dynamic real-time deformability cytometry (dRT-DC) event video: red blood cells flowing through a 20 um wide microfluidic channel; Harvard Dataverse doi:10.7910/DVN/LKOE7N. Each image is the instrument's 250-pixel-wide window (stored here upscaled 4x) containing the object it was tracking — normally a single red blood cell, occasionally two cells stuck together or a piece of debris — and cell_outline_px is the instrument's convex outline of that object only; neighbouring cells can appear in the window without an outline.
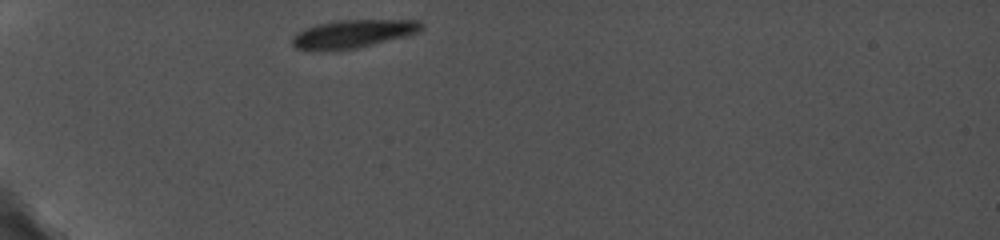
{"species": "common noctule bat (a hibernating species)", "species_latin": "Nyctalus noctula", "temperature_condition": "cold", "stored_images_in_passage": 38, "camera_frame_rate_fps": 5000, "um_per_image_px": 0.085, "animal": {"sex": "female", "body_mass_g": 19.0, "forearm_length_mm": 56.7}, "frame": {"image": 1, "passage_image": 1, "time_ms": 0.0, "image_size_px": [1000, 240], "cell_outline_px": [[424, 28], [416, 32], [404, 36], [360, 48], [332, 52], [324, 52], [296, 48], [292, 44], [292, 36], [296, 32], [304, 28], [316, 24], [336, 20], [420, 20], [424, 24]], "centroid_in_image_um": [29.94, 2.89], "position_along_channel_um": 55.1, "area_um2": 21.68}}
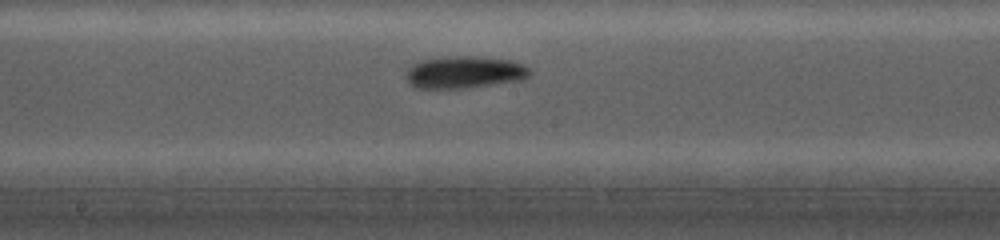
{"frame": {"image": 2, "passage_image": 20, "time_ms": 4.8, "image_size_px": [1000, 240], "cell_outline_px": [[528, 76], [524, 80], [468, 88], [416, 88], [408, 84], [404, 76], [408, 68], [412, 64], [424, 60], [448, 56], [472, 56], [508, 60], [524, 64], [528, 68]], "centroid_in_image_um": [39.44, 6.15], "position_along_channel_um": 208.8, "area_um2": 23.29}}
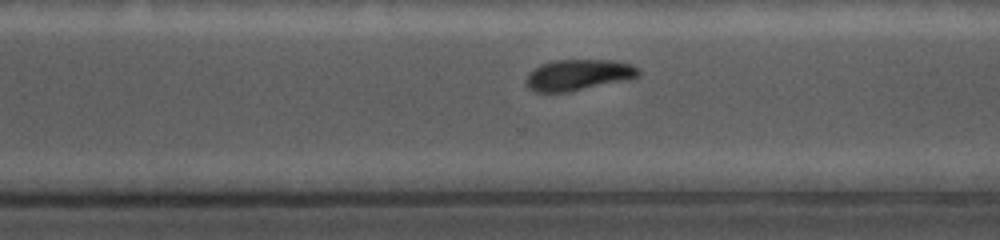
{"frame": {"image": 3, "passage_image": 33, "time_ms": 7.8, "image_size_px": [1000, 240], "cell_outline_px": [[640, 76], [628, 80], [568, 92], [536, 92], [528, 88], [528, 72], [540, 64], [556, 60], [612, 60], [632, 64], [640, 72]], "centroid_in_image_um": [49.18, 6.37], "position_along_channel_um": 321.4, "area_um2": 20.29}}